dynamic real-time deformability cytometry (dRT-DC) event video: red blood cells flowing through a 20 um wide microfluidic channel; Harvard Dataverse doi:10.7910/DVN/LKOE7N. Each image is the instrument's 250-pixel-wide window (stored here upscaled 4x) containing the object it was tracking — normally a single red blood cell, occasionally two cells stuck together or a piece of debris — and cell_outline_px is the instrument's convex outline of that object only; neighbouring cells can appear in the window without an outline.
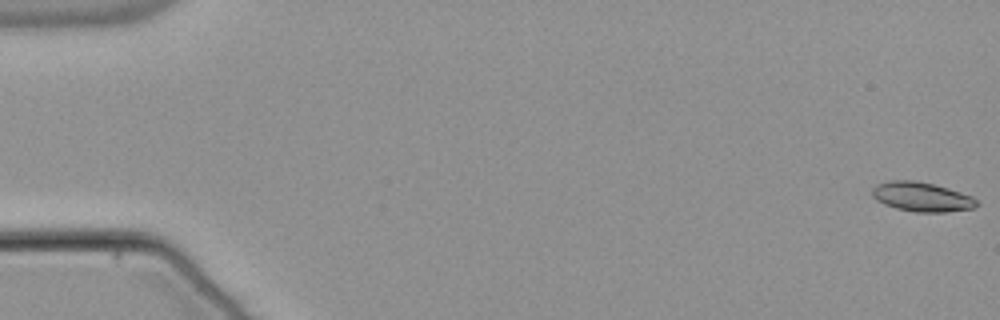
{"species": "common noctule bat (a hibernating species)", "species_latin": "Nyctalus noctula", "temperature_condition": "warm", "stored_images_in_passage": 55, "camera_frame_rate_fps": 3000, "um_per_image_px": 0.085, "animal": {"sex": "male", "body_mass_g": 21.5, "forearm_length_mm": 52.0}, "frame": {"image": 1, "passage_image": 1, "time_ms": 0.0, "image_size_px": [1000, 320], "cell_outline_px": [[980, 204], [972, 208], [944, 212], [916, 212], [896, 208], [884, 204], [876, 200], [872, 196], [872, 188], [876, 184], [888, 180], [916, 180], [948, 188], [972, 196]], "centroid_in_image_um": [78.31, 16.72], "position_along_channel_um": 6.7, "area_um2": 17.92}}
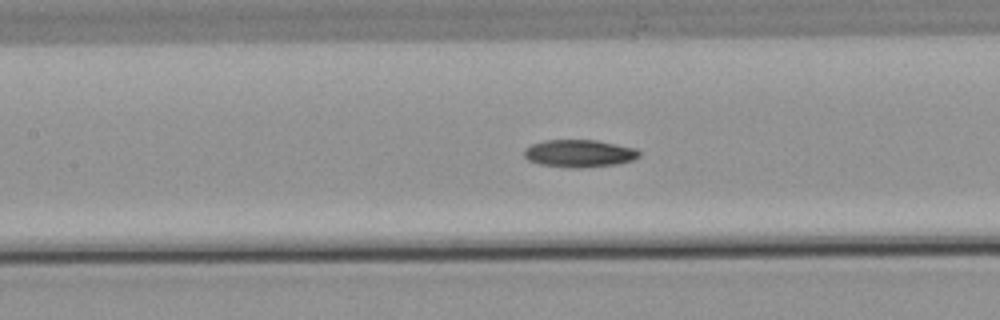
{"frame": {"image": 2, "passage_image": 26, "time_ms": 8.333, "image_size_px": [1000, 320], "cell_outline_px": [[640, 156], [632, 160], [616, 164], [580, 168], [568, 168], [540, 164], [528, 160], [524, 156], [524, 148], [532, 144], [544, 140], [596, 140], [636, 148], [640, 152]], "centroid_in_image_um": [49.22, 13.04], "position_along_channel_um": 158.2, "area_um2": 18.5}}
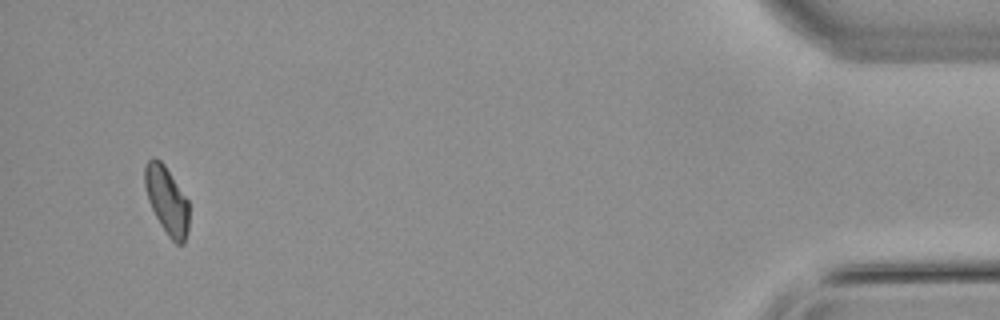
{"frame": {"image": 3, "passage_image": 53, "time_ms": 17.333, "image_size_px": [1000, 320], "cell_outline_px": [[188, 232], [184, 244], [176, 244], [168, 236], [160, 224], [148, 200], [144, 184], [144, 164], [152, 156], [160, 160], [164, 164], [188, 200]], "centroid_in_image_um": [14.17, 17.02], "position_along_channel_um": 421.0, "area_um2": 17.46}, "authors_computed_cell_mechanics": {"area_um2": 17.918, "velocity_mm_per_s": 3.7946, "shape_relaxation_time_tau1_ms": null, "shape_relaxation_time_tau2_ms": 7.159, "deformation_change_tau1": null, "deformation_change_tau2": 0.1257}}